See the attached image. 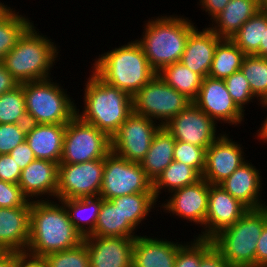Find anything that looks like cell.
I'll return each instance as SVG.
<instances>
[{"label":"cell","instance_id":"obj_1","mask_svg":"<svg viewBox=\"0 0 267 267\" xmlns=\"http://www.w3.org/2000/svg\"><path fill=\"white\" fill-rule=\"evenodd\" d=\"M83 239L61 201H31L28 253L44 257L76 247Z\"/></svg>","mask_w":267,"mask_h":267},{"label":"cell","instance_id":"obj_2","mask_svg":"<svg viewBox=\"0 0 267 267\" xmlns=\"http://www.w3.org/2000/svg\"><path fill=\"white\" fill-rule=\"evenodd\" d=\"M162 15L146 19L141 37L135 39L157 73L165 66L180 61L189 34L197 27L184 15Z\"/></svg>","mask_w":267,"mask_h":267},{"label":"cell","instance_id":"obj_3","mask_svg":"<svg viewBox=\"0 0 267 267\" xmlns=\"http://www.w3.org/2000/svg\"><path fill=\"white\" fill-rule=\"evenodd\" d=\"M89 73L84 80V106L80 107L82 110L76 107V115L111 139L133 112L132 96L105 83L91 69Z\"/></svg>","mask_w":267,"mask_h":267},{"label":"cell","instance_id":"obj_4","mask_svg":"<svg viewBox=\"0 0 267 267\" xmlns=\"http://www.w3.org/2000/svg\"><path fill=\"white\" fill-rule=\"evenodd\" d=\"M119 45L99 54L90 68L105 83L133 97L157 72L149 65L136 40Z\"/></svg>","mask_w":267,"mask_h":267},{"label":"cell","instance_id":"obj_5","mask_svg":"<svg viewBox=\"0 0 267 267\" xmlns=\"http://www.w3.org/2000/svg\"><path fill=\"white\" fill-rule=\"evenodd\" d=\"M39 32L33 23L1 61L19 84L54 77L51 72L61 49L50 36Z\"/></svg>","mask_w":267,"mask_h":267},{"label":"cell","instance_id":"obj_6","mask_svg":"<svg viewBox=\"0 0 267 267\" xmlns=\"http://www.w3.org/2000/svg\"><path fill=\"white\" fill-rule=\"evenodd\" d=\"M52 79L21 83L28 123L66 125L76 115L77 103L70 92Z\"/></svg>","mask_w":267,"mask_h":267},{"label":"cell","instance_id":"obj_7","mask_svg":"<svg viewBox=\"0 0 267 267\" xmlns=\"http://www.w3.org/2000/svg\"><path fill=\"white\" fill-rule=\"evenodd\" d=\"M266 223L267 206L249 209L212 241L232 267H255L257 243Z\"/></svg>","mask_w":267,"mask_h":267},{"label":"cell","instance_id":"obj_8","mask_svg":"<svg viewBox=\"0 0 267 267\" xmlns=\"http://www.w3.org/2000/svg\"><path fill=\"white\" fill-rule=\"evenodd\" d=\"M191 103L158 74L132 97L133 112L158 122L162 127Z\"/></svg>","mask_w":267,"mask_h":267},{"label":"cell","instance_id":"obj_9","mask_svg":"<svg viewBox=\"0 0 267 267\" xmlns=\"http://www.w3.org/2000/svg\"><path fill=\"white\" fill-rule=\"evenodd\" d=\"M111 139L94 125L75 115L67 124L60 163L78 164L105 158Z\"/></svg>","mask_w":267,"mask_h":267},{"label":"cell","instance_id":"obj_10","mask_svg":"<svg viewBox=\"0 0 267 267\" xmlns=\"http://www.w3.org/2000/svg\"><path fill=\"white\" fill-rule=\"evenodd\" d=\"M135 193H153V182L140 163L121 158L112 151L104 158L99 196L105 200Z\"/></svg>","mask_w":267,"mask_h":267},{"label":"cell","instance_id":"obj_11","mask_svg":"<svg viewBox=\"0 0 267 267\" xmlns=\"http://www.w3.org/2000/svg\"><path fill=\"white\" fill-rule=\"evenodd\" d=\"M104 158L78 164L59 163L56 200L99 196Z\"/></svg>","mask_w":267,"mask_h":267},{"label":"cell","instance_id":"obj_12","mask_svg":"<svg viewBox=\"0 0 267 267\" xmlns=\"http://www.w3.org/2000/svg\"><path fill=\"white\" fill-rule=\"evenodd\" d=\"M162 126L132 112L111 138V151L121 158L140 163Z\"/></svg>","mask_w":267,"mask_h":267},{"label":"cell","instance_id":"obj_13","mask_svg":"<svg viewBox=\"0 0 267 267\" xmlns=\"http://www.w3.org/2000/svg\"><path fill=\"white\" fill-rule=\"evenodd\" d=\"M210 184L203 178L195 184L176 189L169 193L164 202L159 203L160 212L168 213L174 218L187 220V223L193 222L201 228V232L196 237L205 239V220L208 210V195ZM174 215V216H173Z\"/></svg>","mask_w":267,"mask_h":267},{"label":"cell","instance_id":"obj_14","mask_svg":"<svg viewBox=\"0 0 267 267\" xmlns=\"http://www.w3.org/2000/svg\"><path fill=\"white\" fill-rule=\"evenodd\" d=\"M193 102L172 118L164 128L176 141L207 149L224 131ZM221 132V133H218Z\"/></svg>","mask_w":267,"mask_h":267},{"label":"cell","instance_id":"obj_15","mask_svg":"<svg viewBox=\"0 0 267 267\" xmlns=\"http://www.w3.org/2000/svg\"><path fill=\"white\" fill-rule=\"evenodd\" d=\"M193 103L217 124L240 127L245 122L246 112L233 101L224 80L208 76L203 78L198 96Z\"/></svg>","mask_w":267,"mask_h":267},{"label":"cell","instance_id":"obj_16","mask_svg":"<svg viewBox=\"0 0 267 267\" xmlns=\"http://www.w3.org/2000/svg\"><path fill=\"white\" fill-rule=\"evenodd\" d=\"M232 137L225 130L206 149L205 168L201 177L209 184H220L249 157L244 155L242 143L233 141Z\"/></svg>","mask_w":267,"mask_h":267},{"label":"cell","instance_id":"obj_17","mask_svg":"<svg viewBox=\"0 0 267 267\" xmlns=\"http://www.w3.org/2000/svg\"><path fill=\"white\" fill-rule=\"evenodd\" d=\"M249 208L233 198L219 184H210L205 239H213L222 230L236 223Z\"/></svg>","mask_w":267,"mask_h":267},{"label":"cell","instance_id":"obj_18","mask_svg":"<svg viewBox=\"0 0 267 267\" xmlns=\"http://www.w3.org/2000/svg\"><path fill=\"white\" fill-rule=\"evenodd\" d=\"M250 161H244L219 185L249 209H261L267 206L265 199H262V172Z\"/></svg>","mask_w":267,"mask_h":267},{"label":"cell","instance_id":"obj_19","mask_svg":"<svg viewBox=\"0 0 267 267\" xmlns=\"http://www.w3.org/2000/svg\"><path fill=\"white\" fill-rule=\"evenodd\" d=\"M58 168L53 161L35 159L21 171L18 185L29 201L56 199Z\"/></svg>","mask_w":267,"mask_h":267},{"label":"cell","instance_id":"obj_20","mask_svg":"<svg viewBox=\"0 0 267 267\" xmlns=\"http://www.w3.org/2000/svg\"><path fill=\"white\" fill-rule=\"evenodd\" d=\"M90 267H132L135 238L87 236Z\"/></svg>","mask_w":267,"mask_h":267},{"label":"cell","instance_id":"obj_21","mask_svg":"<svg viewBox=\"0 0 267 267\" xmlns=\"http://www.w3.org/2000/svg\"><path fill=\"white\" fill-rule=\"evenodd\" d=\"M170 240L140 233L133 244L132 267H174L183 240Z\"/></svg>","mask_w":267,"mask_h":267},{"label":"cell","instance_id":"obj_22","mask_svg":"<svg viewBox=\"0 0 267 267\" xmlns=\"http://www.w3.org/2000/svg\"><path fill=\"white\" fill-rule=\"evenodd\" d=\"M221 39L206 25L202 31L195 28L189 34L180 62L203 78L207 77L215 48Z\"/></svg>","mask_w":267,"mask_h":267},{"label":"cell","instance_id":"obj_23","mask_svg":"<svg viewBox=\"0 0 267 267\" xmlns=\"http://www.w3.org/2000/svg\"><path fill=\"white\" fill-rule=\"evenodd\" d=\"M30 207L0 208V249L26 251L29 241Z\"/></svg>","mask_w":267,"mask_h":267},{"label":"cell","instance_id":"obj_24","mask_svg":"<svg viewBox=\"0 0 267 267\" xmlns=\"http://www.w3.org/2000/svg\"><path fill=\"white\" fill-rule=\"evenodd\" d=\"M66 125L28 123L26 142L36 159L60 163Z\"/></svg>","mask_w":267,"mask_h":267},{"label":"cell","instance_id":"obj_25","mask_svg":"<svg viewBox=\"0 0 267 267\" xmlns=\"http://www.w3.org/2000/svg\"><path fill=\"white\" fill-rule=\"evenodd\" d=\"M262 8L257 0H230L223 11L210 21L208 27L218 37L230 39Z\"/></svg>","mask_w":267,"mask_h":267},{"label":"cell","instance_id":"obj_26","mask_svg":"<svg viewBox=\"0 0 267 267\" xmlns=\"http://www.w3.org/2000/svg\"><path fill=\"white\" fill-rule=\"evenodd\" d=\"M175 144L176 140L164 127L155 134L148 152L140 162L146 176L152 182L174 161Z\"/></svg>","mask_w":267,"mask_h":267},{"label":"cell","instance_id":"obj_27","mask_svg":"<svg viewBox=\"0 0 267 267\" xmlns=\"http://www.w3.org/2000/svg\"><path fill=\"white\" fill-rule=\"evenodd\" d=\"M137 229L124 219L118 206L102 200L94 231L89 236L136 238Z\"/></svg>","mask_w":267,"mask_h":267},{"label":"cell","instance_id":"obj_28","mask_svg":"<svg viewBox=\"0 0 267 267\" xmlns=\"http://www.w3.org/2000/svg\"><path fill=\"white\" fill-rule=\"evenodd\" d=\"M110 201L118 206L120 212L122 213L124 219H127L137 230L143 224L147 218L150 217V212L155 213L159 211V204L154 193H135L131 195H123L110 199ZM141 223V225H140Z\"/></svg>","mask_w":267,"mask_h":267},{"label":"cell","instance_id":"obj_29","mask_svg":"<svg viewBox=\"0 0 267 267\" xmlns=\"http://www.w3.org/2000/svg\"><path fill=\"white\" fill-rule=\"evenodd\" d=\"M102 200L100 196L60 200L65 205L75 229L83 238L94 231Z\"/></svg>","mask_w":267,"mask_h":267},{"label":"cell","instance_id":"obj_30","mask_svg":"<svg viewBox=\"0 0 267 267\" xmlns=\"http://www.w3.org/2000/svg\"><path fill=\"white\" fill-rule=\"evenodd\" d=\"M202 177L191 166L182 162L172 161L166 169L153 182V193L156 200H160L162 192L171 193L172 191L195 184Z\"/></svg>","mask_w":267,"mask_h":267},{"label":"cell","instance_id":"obj_31","mask_svg":"<svg viewBox=\"0 0 267 267\" xmlns=\"http://www.w3.org/2000/svg\"><path fill=\"white\" fill-rule=\"evenodd\" d=\"M245 56L231 39L222 38L215 48L208 77L225 80L240 70Z\"/></svg>","mask_w":267,"mask_h":267},{"label":"cell","instance_id":"obj_32","mask_svg":"<svg viewBox=\"0 0 267 267\" xmlns=\"http://www.w3.org/2000/svg\"><path fill=\"white\" fill-rule=\"evenodd\" d=\"M157 74L166 84L183 94L191 102L198 96L203 77L188 69L180 61L165 66Z\"/></svg>","mask_w":267,"mask_h":267},{"label":"cell","instance_id":"obj_33","mask_svg":"<svg viewBox=\"0 0 267 267\" xmlns=\"http://www.w3.org/2000/svg\"><path fill=\"white\" fill-rule=\"evenodd\" d=\"M33 23L28 15L20 14L14 7H10L0 16V62Z\"/></svg>","mask_w":267,"mask_h":267},{"label":"cell","instance_id":"obj_34","mask_svg":"<svg viewBox=\"0 0 267 267\" xmlns=\"http://www.w3.org/2000/svg\"><path fill=\"white\" fill-rule=\"evenodd\" d=\"M267 27V8H262L230 38L246 55H254L263 41Z\"/></svg>","mask_w":267,"mask_h":267},{"label":"cell","instance_id":"obj_35","mask_svg":"<svg viewBox=\"0 0 267 267\" xmlns=\"http://www.w3.org/2000/svg\"><path fill=\"white\" fill-rule=\"evenodd\" d=\"M0 124H28L22 84L0 96Z\"/></svg>","mask_w":267,"mask_h":267},{"label":"cell","instance_id":"obj_36","mask_svg":"<svg viewBox=\"0 0 267 267\" xmlns=\"http://www.w3.org/2000/svg\"><path fill=\"white\" fill-rule=\"evenodd\" d=\"M240 70L259 102L267 99V58L246 55Z\"/></svg>","mask_w":267,"mask_h":267},{"label":"cell","instance_id":"obj_37","mask_svg":"<svg viewBox=\"0 0 267 267\" xmlns=\"http://www.w3.org/2000/svg\"><path fill=\"white\" fill-rule=\"evenodd\" d=\"M193 237L180 246L174 267H200L201 258L214 246L211 239Z\"/></svg>","mask_w":267,"mask_h":267},{"label":"cell","instance_id":"obj_38","mask_svg":"<svg viewBox=\"0 0 267 267\" xmlns=\"http://www.w3.org/2000/svg\"><path fill=\"white\" fill-rule=\"evenodd\" d=\"M48 267H90V256L83 241L76 247L44 256Z\"/></svg>","mask_w":267,"mask_h":267},{"label":"cell","instance_id":"obj_39","mask_svg":"<svg viewBox=\"0 0 267 267\" xmlns=\"http://www.w3.org/2000/svg\"><path fill=\"white\" fill-rule=\"evenodd\" d=\"M224 81L231 98L243 112L246 111L244 108H246L247 105L249 106L251 102H259V100L253 95L249 82L241 70L233 73Z\"/></svg>","mask_w":267,"mask_h":267},{"label":"cell","instance_id":"obj_40","mask_svg":"<svg viewBox=\"0 0 267 267\" xmlns=\"http://www.w3.org/2000/svg\"><path fill=\"white\" fill-rule=\"evenodd\" d=\"M174 160L194 168L201 176L205 168L206 149L191 143L176 141Z\"/></svg>","mask_w":267,"mask_h":267},{"label":"cell","instance_id":"obj_41","mask_svg":"<svg viewBox=\"0 0 267 267\" xmlns=\"http://www.w3.org/2000/svg\"><path fill=\"white\" fill-rule=\"evenodd\" d=\"M28 124H0V155L9 154L26 140Z\"/></svg>","mask_w":267,"mask_h":267},{"label":"cell","instance_id":"obj_42","mask_svg":"<svg viewBox=\"0 0 267 267\" xmlns=\"http://www.w3.org/2000/svg\"><path fill=\"white\" fill-rule=\"evenodd\" d=\"M31 207L20 186L0 180V208Z\"/></svg>","mask_w":267,"mask_h":267},{"label":"cell","instance_id":"obj_43","mask_svg":"<svg viewBox=\"0 0 267 267\" xmlns=\"http://www.w3.org/2000/svg\"><path fill=\"white\" fill-rule=\"evenodd\" d=\"M21 171L10 154L0 155V180L18 184Z\"/></svg>","mask_w":267,"mask_h":267},{"label":"cell","instance_id":"obj_44","mask_svg":"<svg viewBox=\"0 0 267 267\" xmlns=\"http://www.w3.org/2000/svg\"><path fill=\"white\" fill-rule=\"evenodd\" d=\"M9 154L19 165L21 170L26 168L32 161L36 159L33 150L27 144L26 140L17 145Z\"/></svg>","mask_w":267,"mask_h":267},{"label":"cell","instance_id":"obj_45","mask_svg":"<svg viewBox=\"0 0 267 267\" xmlns=\"http://www.w3.org/2000/svg\"><path fill=\"white\" fill-rule=\"evenodd\" d=\"M200 267H232L222 253L213 246L202 258Z\"/></svg>","mask_w":267,"mask_h":267},{"label":"cell","instance_id":"obj_46","mask_svg":"<svg viewBox=\"0 0 267 267\" xmlns=\"http://www.w3.org/2000/svg\"><path fill=\"white\" fill-rule=\"evenodd\" d=\"M16 267H48L43 256H36L27 251L16 252Z\"/></svg>","mask_w":267,"mask_h":267},{"label":"cell","instance_id":"obj_47","mask_svg":"<svg viewBox=\"0 0 267 267\" xmlns=\"http://www.w3.org/2000/svg\"><path fill=\"white\" fill-rule=\"evenodd\" d=\"M198 7L210 17L212 21L219 13L223 11L230 0H198Z\"/></svg>","mask_w":267,"mask_h":267},{"label":"cell","instance_id":"obj_48","mask_svg":"<svg viewBox=\"0 0 267 267\" xmlns=\"http://www.w3.org/2000/svg\"><path fill=\"white\" fill-rule=\"evenodd\" d=\"M255 267H267V223L257 243Z\"/></svg>","mask_w":267,"mask_h":267},{"label":"cell","instance_id":"obj_49","mask_svg":"<svg viewBox=\"0 0 267 267\" xmlns=\"http://www.w3.org/2000/svg\"><path fill=\"white\" fill-rule=\"evenodd\" d=\"M20 84L12 76V74L5 68L4 64L0 62V96L3 93L15 89Z\"/></svg>","mask_w":267,"mask_h":267},{"label":"cell","instance_id":"obj_50","mask_svg":"<svg viewBox=\"0 0 267 267\" xmlns=\"http://www.w3.org/2000/svg\"><path fill=\"white\" fill-rule=\"evenodd\" d=\"M256 104L258 106H261V109L264 111H267V99H264L262 101H260L259 103L256 102ZM260 128L257 130L255 138L260 142H263L267 144V115L266 118L262 121V123L260 124Z\"/></svg>","mask_w":267,"mask_h":267},{"label":"cell","instance_id":"obj_51","mask_svg":"<svg viewBox=\"0 0 267 267\" xmlns=\"http://www.w3.org/2000/svg\"><path fill=\"white\" fill-rule=\"evenodd\" d=\"M0 267H16V252L2 251L0 253Z\"/></svg>","mask_w":267,"mask_h":267},{"label":"cell","instance_id":"obj_52","mask_svg":"<svg viewBox=\"0 0 267 267\" xmlns=\"http://www.w3.org/2000/svg\"><path fill=\"white\" fill-rule=\"evenodd\" d=\"M254 55L267 58V27H264L263 41H261L259 50Z\"/></svg>","mask_w":267,"mask_h":267},{"label":"cell","instance_id":"obj_53","mask_svg":"<svg viewBox=\"0 0 267 267\" xmlns=\"http://www.w3.org/2000/svg\"><path fill=\"white\" fill-rule=\"evenodd\" d=\"M4 3L5 1L3 3L0 1V16L3 15L10 8V6Z\"/></svg>","mask_w":267,"mask_h":267},{"label":"cell","instance_id":"obj_54","mask_svg":"<svg viewBox=\"0 0 267 267\" xmlns=\"http://www.w3.org/2000/svg\"><path fill=\"white\" fill-rule=\"evenodd\" d=\"M257 1L263 8H267V0H257Z\"/></svg>","mask_w":267,"mask_h":267}]
</instances>
